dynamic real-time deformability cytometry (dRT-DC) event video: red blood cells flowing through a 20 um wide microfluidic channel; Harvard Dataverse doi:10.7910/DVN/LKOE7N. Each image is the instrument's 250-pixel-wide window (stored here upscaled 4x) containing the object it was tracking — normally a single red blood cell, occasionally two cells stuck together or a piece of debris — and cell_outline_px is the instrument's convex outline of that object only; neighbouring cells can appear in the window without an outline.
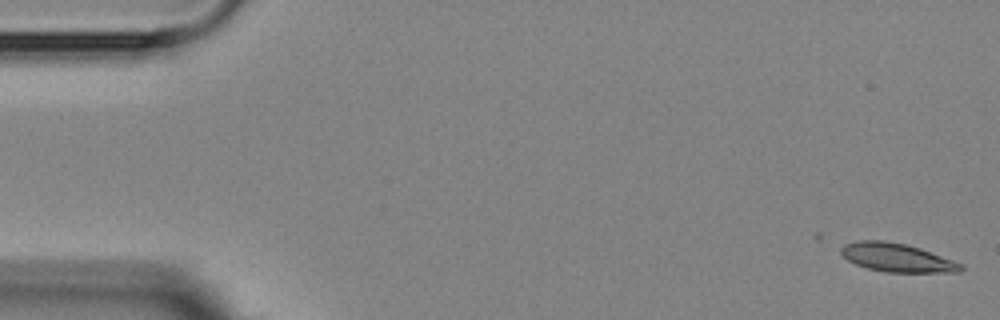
{"species": "Egyptian fruit bat (a non-hibernating species)", "species_latin": "Rousettus aegyptiacus", "temperature_condition": "room temperature", "stored_images_in_passage": 5, "segment_of_instrument_passage": [2, 2], "camera_frame_rate_fps": 3000, "um_per_image_px": 0.085, "animal": {"sex": "female"}, "frame": {"image": 1, "passage_image": 5, "time_ms": 4.667, "image_size_px": [1000, 320], "cell_outline_px": [[964, 268], [960, 272], [888, 272], [868, 268], [856, 264], [848, 260], [840, 252], [840, 248], [844, 244], [856, 240], [884, 240], [904, 244], [920, 248], [952, 260], [960, 264]], "centroid_in_image_um": [76.2, 21.88], "position_along_channel_um": 8.8, "area_um2": 19.71}}